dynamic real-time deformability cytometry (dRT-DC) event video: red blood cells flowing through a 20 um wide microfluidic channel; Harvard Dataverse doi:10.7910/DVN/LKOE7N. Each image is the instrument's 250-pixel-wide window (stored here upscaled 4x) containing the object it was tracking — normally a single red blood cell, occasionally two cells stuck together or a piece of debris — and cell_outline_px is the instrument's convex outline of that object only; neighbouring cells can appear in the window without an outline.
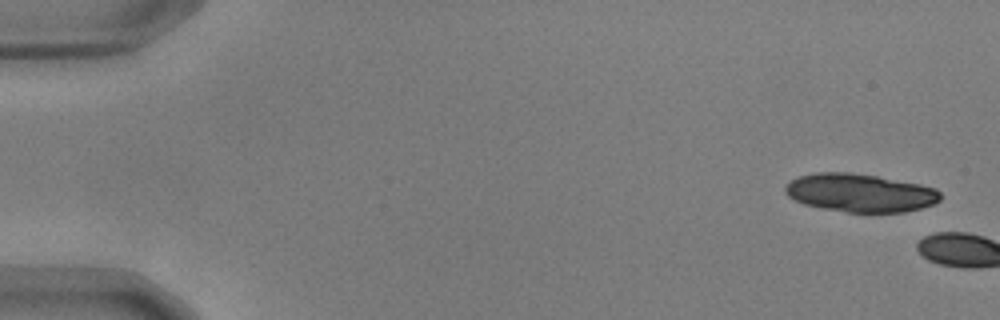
{"species": "common noctule bat (a hibernating species)", "species_latin": "Nyctalus noctula", "temperature_condition": "warm", "stored_images_in_passage": 3, "camera_frame_rate_fps": 3000, "um_per_image_px": 0.085, "animal": {"sex": "male", "body_mass_g": 17.9, "forearm_length_mm": 54.2}, "frame": {"image": 1, "passage_image": 1, "time_ms": 0.0, "image_size_px": [1000, 320], "cell_outline_px": [[940, 200], [932, 204], [920, 208], [904, 212], [848, 212], [824, 208], [804, 204], [788, 196], [784, 192], [784, 188], [796, 176], [816, 172], [848, 172], [876, 176], [920, 184], [936, 188], [940, 192]], "centroid_in_image_um": [73.09, 16.38], "position_along_channel_um": 11.9, "area_um2": 34.39}}